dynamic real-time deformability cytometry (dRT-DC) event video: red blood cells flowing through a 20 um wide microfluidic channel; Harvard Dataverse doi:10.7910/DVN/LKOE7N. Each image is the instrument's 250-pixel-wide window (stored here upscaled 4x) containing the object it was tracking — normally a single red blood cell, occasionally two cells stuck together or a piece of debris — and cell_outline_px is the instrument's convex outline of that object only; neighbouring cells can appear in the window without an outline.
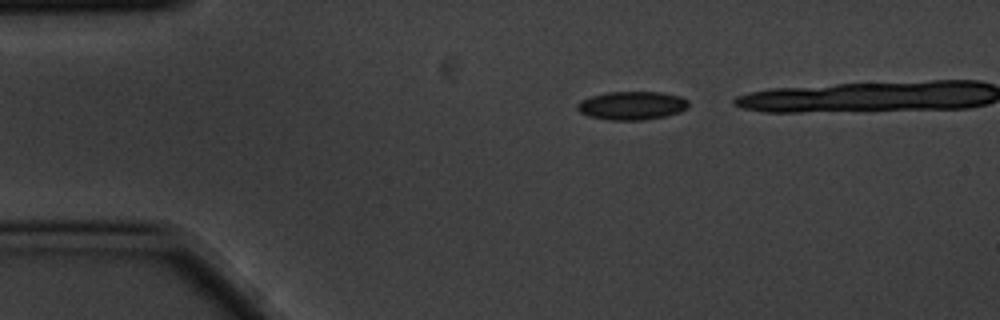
{"species": "common noctule bat (a hibernating species)", "species_latin": "Nyctalus noctula", "temperature_condition": "cold", "stored_images_in_passage": 6, "camera_frame_rate_fps": 3000, "um_per_image_px": 0.085, "animal": {"sex": "male", "body_mass_g": 20.1, "forearm_length_mm": 53.5}, "frame": {"image": 1, "passage_image": 1, "time_ms": 0.0, "image_size_px": [1000, 320], "cell_outline_px": [[688, 108], [680, 112], [664, 116], [640, 120], [608, 120], [588, 116], [580, 112], [576, 108], [576, 104], [580, 100], [592, 96], [608, 92], [660, 92], [680, 96], [688, 100]], "centroid_in_image_um": [53.69, 8.97], "position_along_channel_um": 31.3, "area_um2": 18.44}}